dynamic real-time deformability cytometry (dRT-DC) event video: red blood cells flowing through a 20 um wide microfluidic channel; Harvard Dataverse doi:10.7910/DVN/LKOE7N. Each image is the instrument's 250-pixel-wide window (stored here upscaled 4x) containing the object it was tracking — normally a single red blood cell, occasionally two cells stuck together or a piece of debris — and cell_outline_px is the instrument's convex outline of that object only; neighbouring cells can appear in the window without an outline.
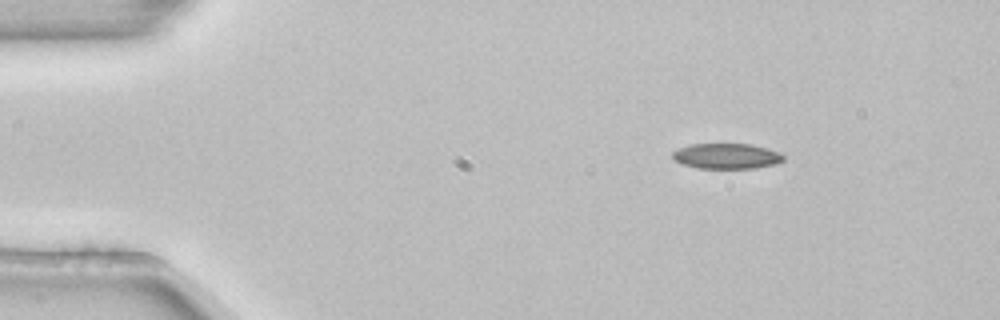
{"species": "common noctule bat (a hibernating species)", "species_latin": "Nyctalus noctula", "temperature_condition": "room temperature", "stored_images_in_passage": 4, "camera_frame_rate_fps": 3000, "um_per_image_px": 0.085, "animal": {"sex": "female", "body_mass_g": 22.7, "forearm_length_mm": 54.2}, "frame": {"image": 1, "passage_image": 1, "time_ms": 0.0, "image_size_px": [1000, 320], "cell_outline_px": [[784, 160], [776, 164], [752, 168], [696, 168], [680, 164], [672, 156], [672, 152], [688, 144], [752, 144], [768, 148], [780, 152], [784, 156]], "centroid_in_image_um": [61.77, 13.26], "position_along_channel_um": 23.2, "area_um2": 16.53}}
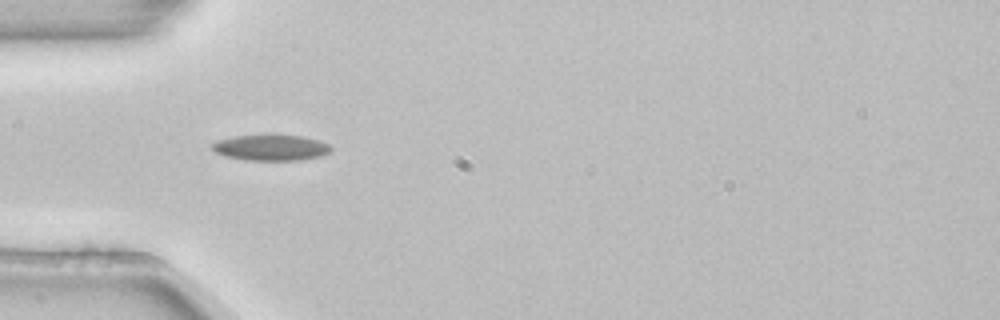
{"frame": {"image": 2, "passage_image": 3, "time_ms": 0.667, "image_size_px": [1000, 320], "cell_outline_px": [[332, 148], [328, 152], [320, 156], [300, 160], [244, 160], [228, 156], [216, 152], [208, 144], [216, 140], [236, 136], [268, 132], [304, 136], [320, 140], [328, 144]], "centroid_in_image_um": [23.01, 12.49], "position_along_channel_um": 62.0, "area_um2": 18.61}}